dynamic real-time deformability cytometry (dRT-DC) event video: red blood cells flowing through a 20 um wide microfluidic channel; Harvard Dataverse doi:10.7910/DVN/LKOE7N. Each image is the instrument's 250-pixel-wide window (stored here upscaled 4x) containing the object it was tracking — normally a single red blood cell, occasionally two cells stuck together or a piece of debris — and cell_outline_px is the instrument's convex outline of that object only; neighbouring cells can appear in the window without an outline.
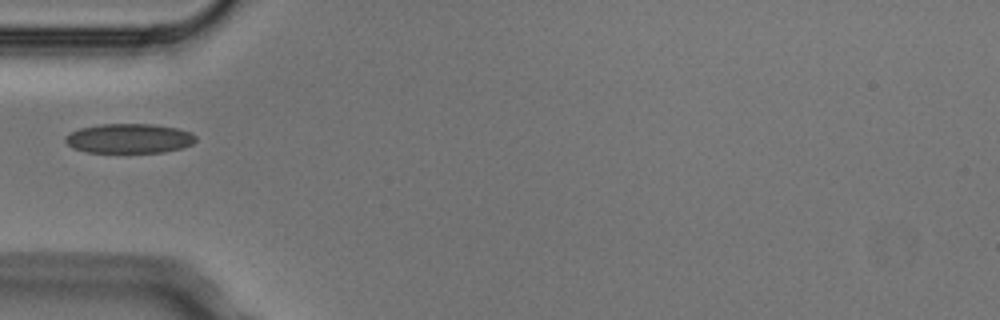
{"species": "Egyptian fruit bat (a non-hibernating species)", "species_latin": "Rousettus aegyptiacus", "temperature_condition": "cold", "stored_images_in_passage": 7, "camera_frame_rate_fps": 3000, "um_per_image_px": 0.085, "animal": {"sex": "male"}, "frame": {"image": 1, "passage_image": 4, "time_ms": 1.0, "image_size_px": [1000, 320], "cell_outline_px": [[196, 140], [192, 144], [180, 148], [164, 152], [88, 152], [72, 148], [64, 140], [64, 136], [80, 128], [100, 124], [152, 124], [176, 128], [188, 132], [196, 136]], "centroid_in_image_um": [10.95, 11.77], "position_along_channel_um": 74.1, "area_um2": 22.31}}
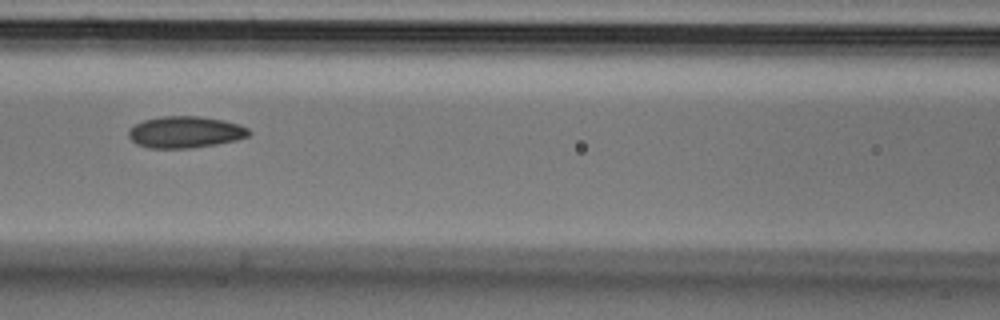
{"frame": {"image": 2, "passage_image": 6, "time_ms": 1.667, "image_size_px": [1000, 320], "cell_outline_px": [[252, 132], [248, 136], [236, 140], [216, 144], [192, 148], [148, 148], [136, 144], [128, 136], [128, 132], [136, 124], [144, 120], [164, 116], [196, 116], [224, 120], [240, 124], [248, 128]], "centroid_in_image_um": [15.77, 11.23], "position_along_channel_um": 150.8, "area_um2": 22.14}}
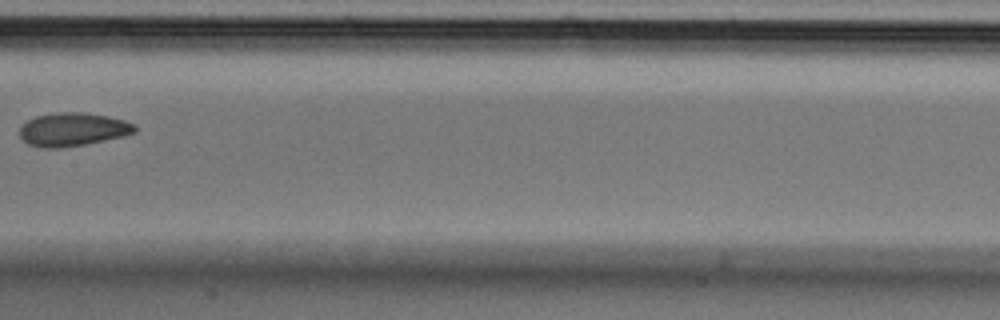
{"frame": {"image": 3, "passage_image": 7, "time_ms": 2.0, "image_size_px": [1000, 320], "cell_outline_px": [[136, 132], [124, 136], [84, 144], [60, 148], [44, 148], [28, 144], [20, 136], [20, 128], [28, 120], [36, 116], [60, 112], [84, 112], [108, 116], [124, 120], [136, 124]], "centroid_in_image_um": [6.21, 11.0], "position_along_channel_um": 201.2, "area_um2": 22.31}}